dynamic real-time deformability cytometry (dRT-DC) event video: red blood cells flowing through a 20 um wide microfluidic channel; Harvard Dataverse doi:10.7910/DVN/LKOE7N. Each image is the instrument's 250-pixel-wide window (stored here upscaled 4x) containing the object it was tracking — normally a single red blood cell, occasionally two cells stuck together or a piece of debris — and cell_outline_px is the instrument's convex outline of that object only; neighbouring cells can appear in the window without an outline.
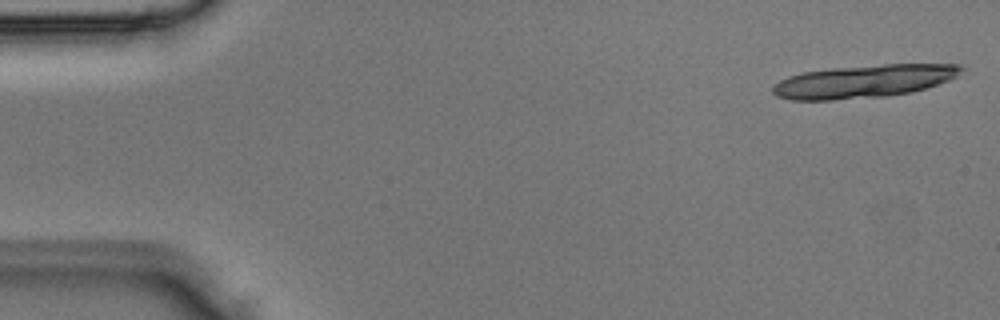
{"species": "Egyptian fruit bat (a non-hibernating species)", "species_latin": "Rousettus aegyptiacus", "temperature_condition": "room temperature", "stored_images_in_passage": 3, "camera_frame_rate_fps": 3000, "um_per_image_px": 0.085, "animal": {"sex": "male"}, "frame": {"image": 1, "passage_image": 3, "time_ms": 0.667, "image_size_px": [1000, 320], "cell_outline_px": [[964, 68], [956, 76], [948, 80], [912, 92], [884, 96], [832, 100], [792, 100], [776, 96], [772, 92], [772, 84], [788, 76], [804, 72], [832, 68], [884, 64], [960, 64]], "centroid_in_image_um": [73.37, 6.91], "position_along_channel_um": 11.6, "area_um2": 36.01}}